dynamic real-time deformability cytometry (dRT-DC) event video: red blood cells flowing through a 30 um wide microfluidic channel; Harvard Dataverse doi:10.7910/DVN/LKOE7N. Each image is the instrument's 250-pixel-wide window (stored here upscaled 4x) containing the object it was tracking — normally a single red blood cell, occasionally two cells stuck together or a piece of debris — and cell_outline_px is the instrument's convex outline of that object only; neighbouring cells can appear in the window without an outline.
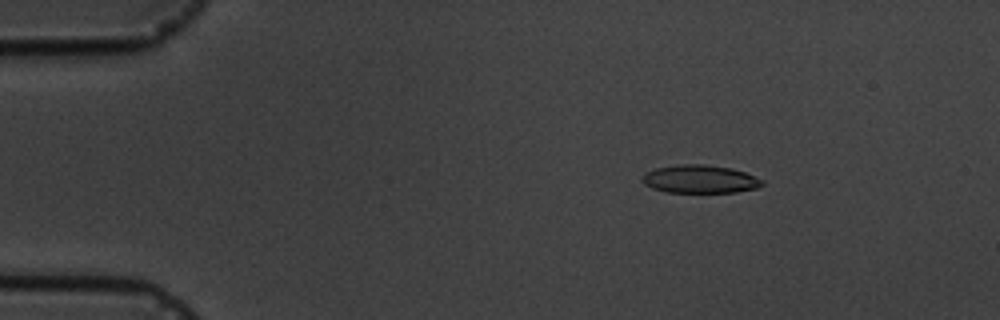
{"species": "common noctule bat (a hibernating species)", "species_latin": "Nyctalus noctula", "temperature_condition": "cold", "stored_images_in_passage": 6, "camera_frame_rate_fps": 3000, "um_per_image_px": 0.085, "animal": {"sex": "male", "body_mass_g": 19.5, "forearm_length_mm": 54.6}, "frame": {"image": 1, "passage_image": 3, "time_ms": 2.333, "image_size_px": [1000, 320], "cell_outline_px": [[764, 184], [756, 188], [736, 192], [668, 192], [652, 188], [644, 184], [640, 180], [644, 172], [656, 168], [680, 164], [704, 164], [728, 168], [744, 172], [764, 180]], "centroid_in_image_um": [59.46, 15.22], "position_along_channel_um": 25.5, "area_um2": 19.59}}
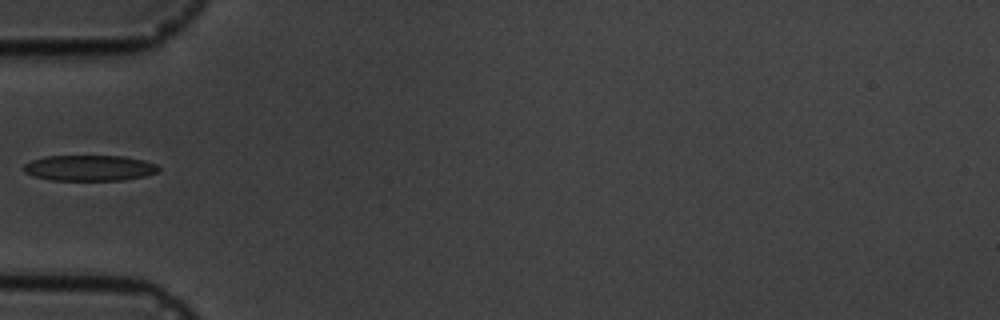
{"frame": {"image": 2, "passage_image": 6, "time_ms": 5.667, "image_size_px": [1000, 320], "cell_outline_px": [[160, 168], [156, 172], [144, 176], [124, 180], [48, 180], [32, 176], [24, 172], [24, 164], [32, 160], [44, 156], [124, 156], [144, 160], [156, 164]], "centroid_in_image_um": [7.58, 14.28], "position_along_channel_um": 77.4, "area_um2": 20.29}}